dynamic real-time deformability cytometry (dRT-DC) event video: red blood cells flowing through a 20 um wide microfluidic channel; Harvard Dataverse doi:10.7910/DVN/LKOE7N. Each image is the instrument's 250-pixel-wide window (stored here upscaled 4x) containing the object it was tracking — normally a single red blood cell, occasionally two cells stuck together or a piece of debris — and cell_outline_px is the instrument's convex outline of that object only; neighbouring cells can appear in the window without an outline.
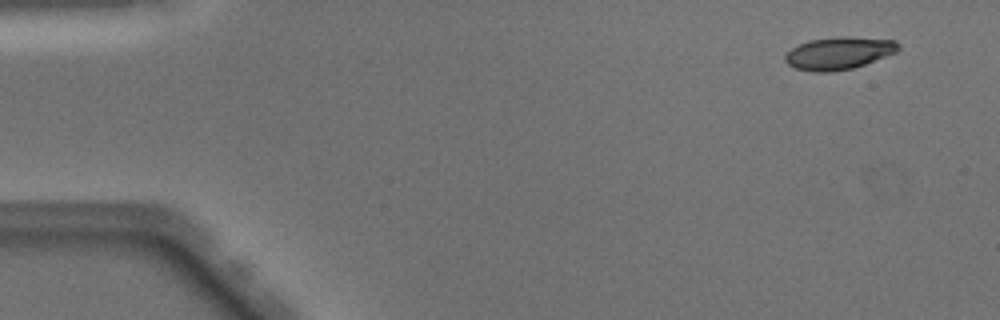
{"species": "Egyptian fruit bat (a non-hibernating species)", "species_latin": "Rousettus aegyptiacus", "temperature_condition": "warm", "stored_images_in_passage": 50, "camera_frame_rate_fps": 3000, "um_per_image_px": 0.085, "animal": {"sex": "male"}, "frame": {"image": 1, "passage_image": 4, "time_ms": 1.0, "image_size_px": [1000, 320], "cell_outline_px": [[900, 48], [896, 52], [864, 64], [852, 68], [832, 72], [812, 72], [796, 68], [788, 64], [784, 60], [784, 56], [792, 48], [800, 44], [812, 40], [836, 36], [852, 36], [896, 40], [900, 44]], "centroid_in_image_um": [71.32, 4.51], "position_along_channel_um": 13.7, "area_um2": 21.44}}
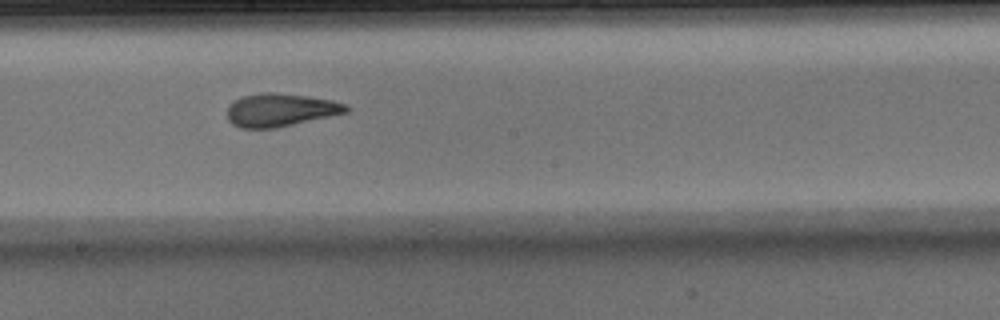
{"frame": {"image": 2, "passage_image": 28, "time_ms": 9.0, "image_size_px": [1000, 320], "cell_outline_px": [[348, 112], [276, 128], [240, 128], [232, 124], [228, 120], [228, 108], [240, 96], [264, 92], [276, 92], [332, 100], [348, 104]], "centroid_in_image_um": [23.83, 9.35], "position_along_channel_um": 224.4, "area_um2": 22.77}}
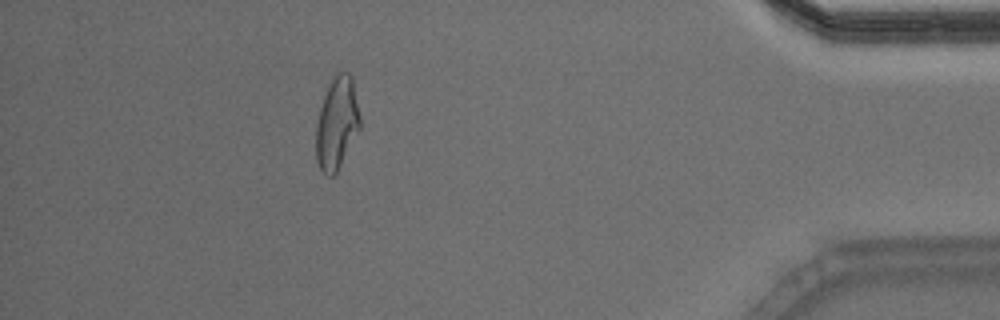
{"frame": {"image": 3, "passage_image": 45, "time_ms": 14.667, "image_size_px": [1000, 320], "cell_outline_px": [[360, 128], [336, 172], [332, 176], [328, 176], [320, 168], [316, 160], [316, 124], [320, 108], [324, 96], [332, 80], [340, 72], [348, 72], [352, 76], [360, 116]], "centroid_in_image_um": [28.63, 10.48], "position_along_channel_um": 406.6, "area_um2": 23.18}, "authors_computed_cell_mechanics": {"area_um2": 22.831, "velocity_mm_per_s": 4.0691, "shape_relaxation_time_tau1_ms": 6.2253, "shape_relaxation_time_tau2_ms": 1.655, "deformation_change_tau1": 0.2177, "deformation_change_tau2": 0.097}}